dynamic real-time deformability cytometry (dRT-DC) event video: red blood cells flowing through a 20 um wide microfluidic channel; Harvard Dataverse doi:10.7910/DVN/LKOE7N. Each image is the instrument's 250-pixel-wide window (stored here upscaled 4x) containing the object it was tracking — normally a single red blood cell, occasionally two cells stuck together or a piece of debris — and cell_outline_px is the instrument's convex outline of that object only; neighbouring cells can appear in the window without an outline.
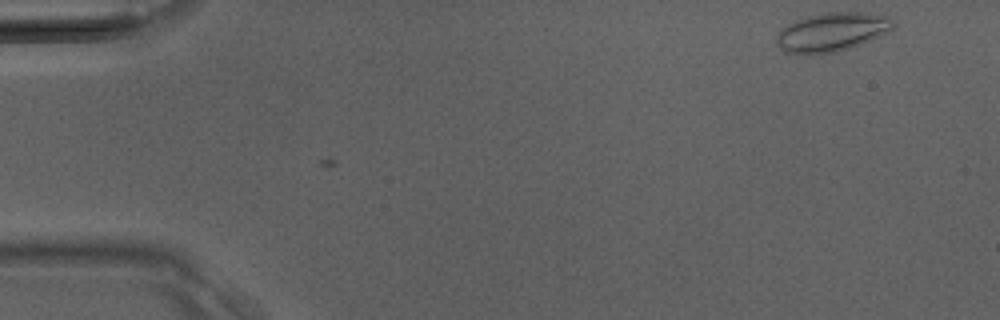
{"species": "Egyptian fruit bat (a non-hibernating species)", "species_latin": "Rousettus aegyptiacus", "temperature_condition": "room temperature", "stored_images_in_passage": 2, "camera_frame_rate_fps": 3000, "um_per_image_px": 0.085, "animal": {"sex": "male"}, "frame": {"image": 1, "passage_image": 1, "time_ms": 0.0, "image_size_px": [1000, 320], "cell_outline_px": [[896, 28], [860, 44], [848, 48], [832, 52], [812, 56], [784, 52], [776, 44], [776, 36], [788, 24], [796, 20], [808, 16], [828, 12], [868, 12], [892, 16], [896, 20]], "centroid_in_image_um": [70.76, 2.72], "position_along_channel_um": 14.2, "area_um2": 26.76}}